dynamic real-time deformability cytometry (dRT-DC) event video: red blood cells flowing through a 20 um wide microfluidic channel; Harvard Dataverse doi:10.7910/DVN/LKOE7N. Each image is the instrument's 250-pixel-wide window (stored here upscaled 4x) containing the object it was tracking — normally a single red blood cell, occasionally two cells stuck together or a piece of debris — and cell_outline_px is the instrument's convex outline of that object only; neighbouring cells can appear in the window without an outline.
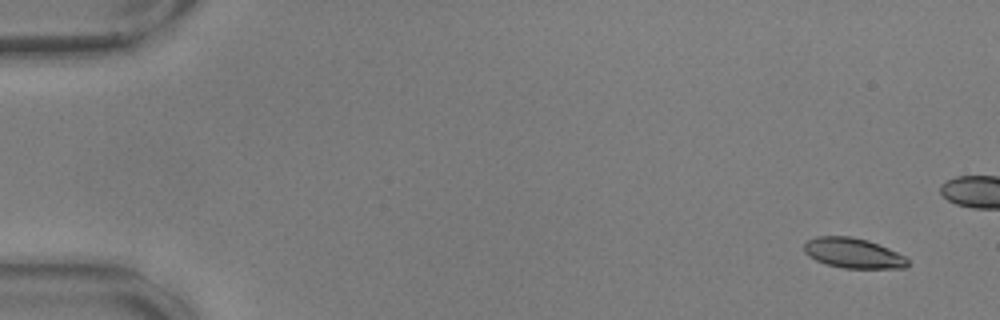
{"species": "common noctule bat (a hibernating species)", "species_latin": "Nyctalus noctula", "temperature_condition": "warm", "stored_images_in_passage": 56, "camera_frame_rate_fps": 3000, "um_per_image_px": 0.085, "animal": {"sex": "male", "body_mass_g": 17.9, "forearm_length_mm": 54.2}, "frame": {"image": 1, "passage_image": 1, "time_ms": 0.0, "image_size_px": [1000, 320], "cell_outline_px": [[908, 264], [904, 268], [844, 268], [828, 264], [816, 260], [808, 256], [804, 252], [804, 244], [808, 240], [816, 236], [852, 236], [868, 240], [888, 248], [904, 256], [908, 260]], "centroid_in_image_um": [72.5, 21.5], "position_along_channel_um": 12.5, "area_um2": 18.09}}
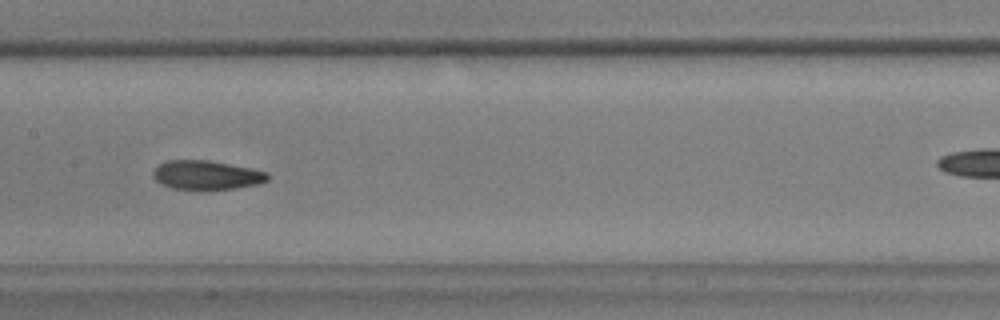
{"frame": {"image": 2, "passage_image": 27, "time_ms": 8.667, "image_size_px": [1000, 320], "cell_outline_px": [[268, 180], [260, 184], [236, 188], [172, 188], [160, 184], [152, 176], [152, 172], [160, 164], [168, 160], [208, 160], [252, 168], [268, 172]], "centroid_in_image_um": [17.57, 14.86], "position_along_channel_um": 189.8, "area_um2": 19.13}}
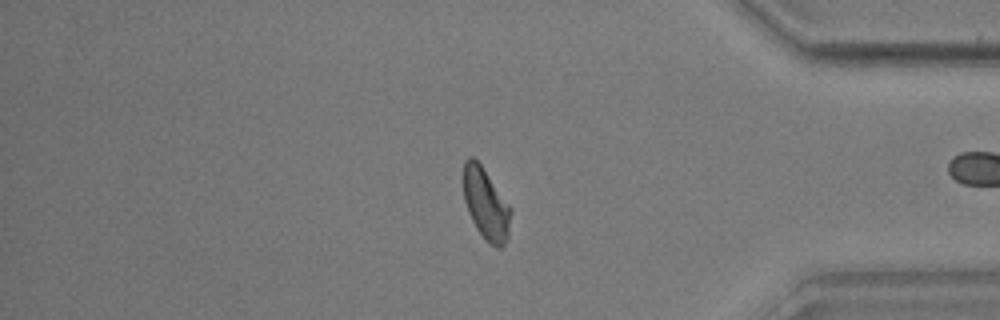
{"frame": {"image": 3, "passage_image": 46, "time_ms": 15.0, "image_size_px": [1000, 320], "cell_outline_px": [[512, 212], [508, 236], [504, 244], [500, 248], [496, 248], [476, 228], [468, 212], [464, 200], [464, 160], [468, 156], [472, 156], [480, 164], [512, 208]], "centroid_in_image_um": [41.31, 17.33], "position_along_channel_um": 393.9, "area_um2": 19.42}, "authors_computed_cell_mechanics": {"area_um2": 19.4497, "velocity_mm_per_s": 3.5722, "shape_relaxation_time_tau1_ms": 5.8766, "shape_relaxation_time_tau2_ms": 2.5316, "deformation_change_tau1": 0.1555, "deformation_change_tau2": 0.0871}}